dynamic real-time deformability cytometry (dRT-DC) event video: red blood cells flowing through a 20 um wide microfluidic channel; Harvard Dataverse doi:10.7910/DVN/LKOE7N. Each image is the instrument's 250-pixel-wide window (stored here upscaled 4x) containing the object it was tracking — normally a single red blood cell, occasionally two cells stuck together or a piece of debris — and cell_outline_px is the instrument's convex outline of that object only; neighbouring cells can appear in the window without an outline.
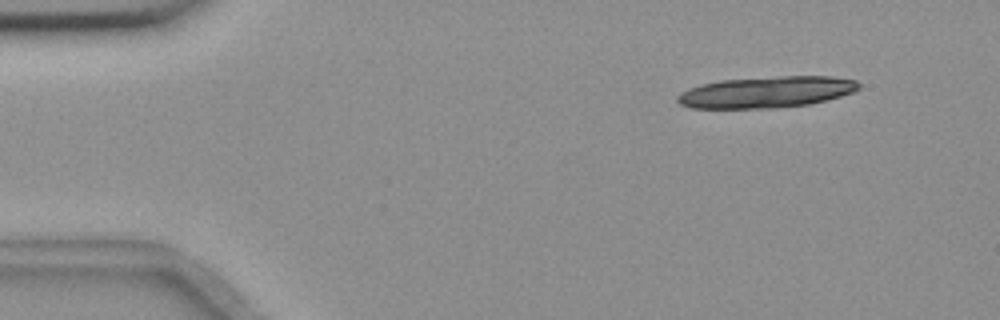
{"species": "common noctule bat (a hibernating species)", "species_latin": "Nyctalus noctula", "temperature_condition": "room temperature", "stored_images_in_passage": 15, "camera_frame_rate_fps": 3000, "um_per_image_px": 0.085, "animal": {"sex": "female", "body_mass_g": 18.4}, "frame": {"image": 1, "passage_image": 1, "time_ms": 0.0, "image_size_px": [1000, 320], "cell_outline_px": [[860, 88], [852, 92], [840, 96], [808, 104], [776, 108], [688, 108], [680, 104], [676, 100], [676, 96], [680, 92], [688, 88], [700, 84], [720, 80], [780, 76], [832, 76], [856, 80], [860, 84]], "centroid_in_image_um": [65.1, 7.82], "position_along_channel_um": 19.9, "area_um2": 33.23}}